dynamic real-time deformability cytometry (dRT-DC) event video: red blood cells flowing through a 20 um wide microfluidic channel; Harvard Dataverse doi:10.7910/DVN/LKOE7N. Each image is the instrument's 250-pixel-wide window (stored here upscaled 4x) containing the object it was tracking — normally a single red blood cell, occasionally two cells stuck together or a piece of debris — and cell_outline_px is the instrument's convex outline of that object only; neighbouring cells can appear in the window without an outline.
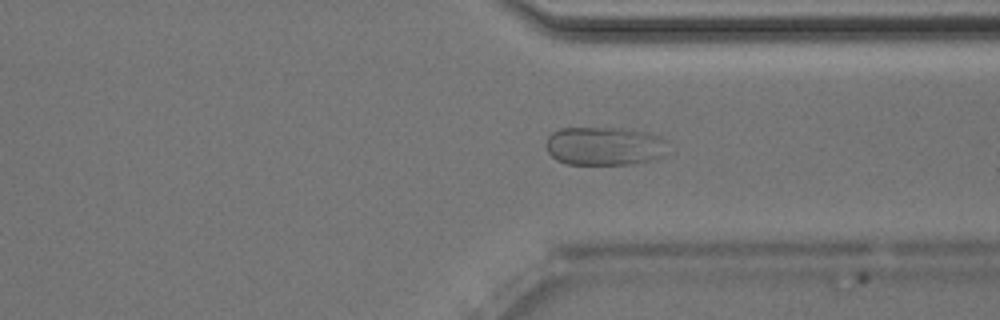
{"species": "Egyptian fruit bat (a non-hibernating species)", "species_latin": "Rousettus aegyptiacus", "temperature_condition": "room temperature", "stored_images_in_passage": 49, "camera_frame_rate_fps": 3000, "um_per_image_px": 0.085, "animal": {"sex": "male"}, "frame": {"image": 1, "passage_image": 37, "time_ms": 12.0, "image_size_px": [1000, 320], "cell_outline_px": [[668, 140], [660, 156], [648, 160], [632, 164], [568, 164], [556, 160], [548, 152], [548, 136], [552, 132], [560, 128], [620, 128], [648, 132], [664, 136]], "centroid_in_image_um": [51.38, 12.4], "position_along_channel_um": 360.0, "area_um2": 27.22}}
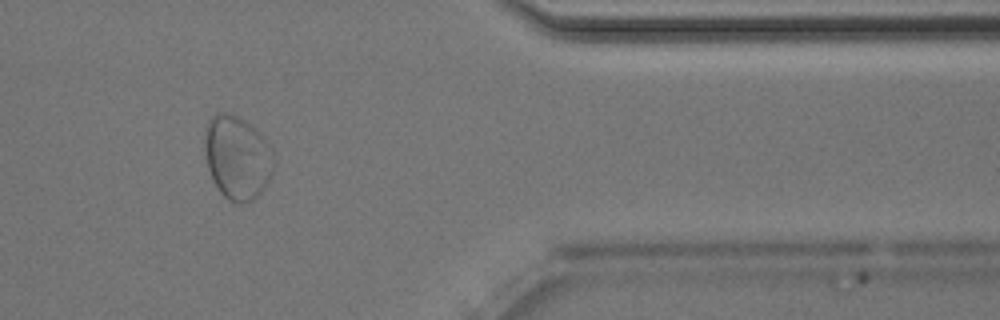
{"frame": {"image": 2, "passage_image": 41, "time_ms": 13.333, "image_size_px": [1000, 320], "cell_outline_px": [[276, 156], [272, 172], [260, 196], [252, 200], [240, 204], [236, 204], [224, 196], [220, 192], [212, 180], [208, 168], [204, 152], [204, 140], [208, 120], [212, 116], [220, 112], [228, 112], [244, 120], [260, 132]], "centroid_in_image_um": [20.17, 13.4], "position_along_channel_um": 391.2, "area_um2": 34.04}}